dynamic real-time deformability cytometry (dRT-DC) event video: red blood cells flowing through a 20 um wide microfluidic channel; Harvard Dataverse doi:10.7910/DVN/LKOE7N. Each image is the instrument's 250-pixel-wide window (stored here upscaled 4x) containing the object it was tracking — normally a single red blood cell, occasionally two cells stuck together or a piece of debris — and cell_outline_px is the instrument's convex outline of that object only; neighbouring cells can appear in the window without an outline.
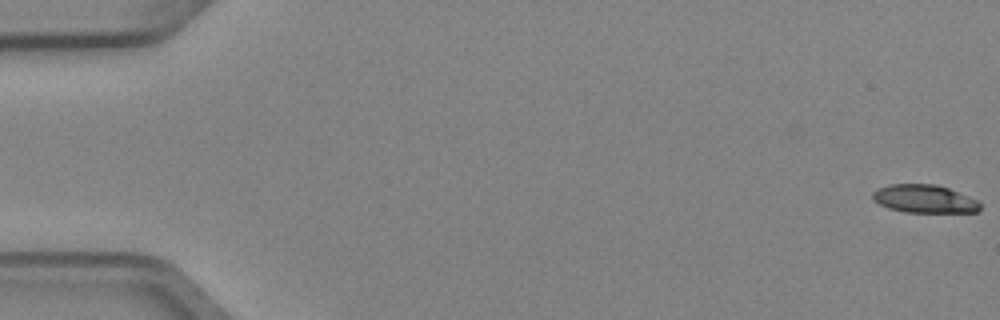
{"species": "Egyptian fruit bat (a non-hibernating species)", "species_latin": "Rousettus aegyptiacus", "temperature_condition": "cold", "stored_images_in_passage": 5, "camera_frame_rate_fps": 3000, "um_per_image_px": 0.085, "animal": {"sex": "female"}, "frame": {"image": 1, "passage_image": 1, "time_ms": 0.0, "image_size_px": [1000, 320], "cell_outline_px": [[980, 208], [976, 212], [904, 212], [888, 208], [872, 200], [872, 192], [880, 188], [892, 184], [936, 184], [948, 188], [968, 196], [976, 200], [980, 204]], "centroid_in_image_um": [78.55, 16.9], "position_along_channel_um": 6.5, "area_um2": 17.46}}